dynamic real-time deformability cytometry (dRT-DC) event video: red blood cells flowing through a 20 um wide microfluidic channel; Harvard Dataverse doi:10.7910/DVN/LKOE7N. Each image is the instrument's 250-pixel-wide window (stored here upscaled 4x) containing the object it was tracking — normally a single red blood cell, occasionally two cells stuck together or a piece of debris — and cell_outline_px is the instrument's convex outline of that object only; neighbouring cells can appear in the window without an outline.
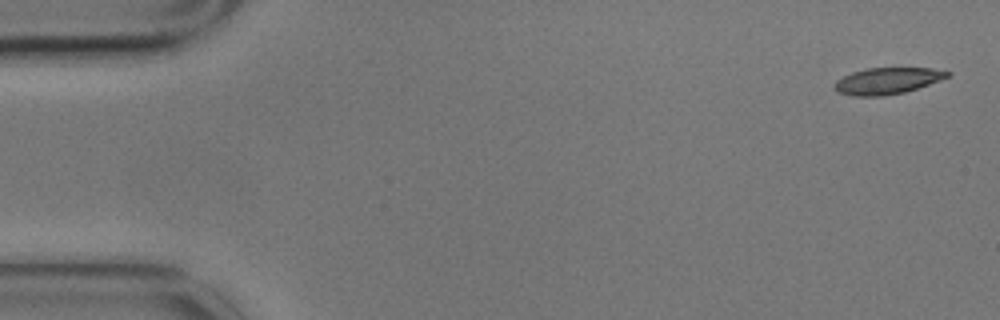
{"species": "common noctule bat (a hibernating species)", "species_latin": "Nyctalus noctula", "temperature_condition": "cold", "stored_images_in_passage": 4, "camera_frame_rate_fps": 3000, "um_per_image_px": 0.085, "animal": {"sex": "male", "body_mass_g": 17.9}, "frame": {"image": 1, "passage_image": 1, "time_ms": 0.0, "image_size_px": [1000, 320], "cell_outline_px": [[952, 72], [948, 76], [940, 80], [904, 92], [884, 96], [852, 96], [836, 92], [832, 88], [832, 84], [836, 80], [852, 72], [868, 68], [932, 68]], "centroid_in_image_um": [75.35, 6.88], "position_along_channel_um": 9.7, "area_um2": 17.46}}